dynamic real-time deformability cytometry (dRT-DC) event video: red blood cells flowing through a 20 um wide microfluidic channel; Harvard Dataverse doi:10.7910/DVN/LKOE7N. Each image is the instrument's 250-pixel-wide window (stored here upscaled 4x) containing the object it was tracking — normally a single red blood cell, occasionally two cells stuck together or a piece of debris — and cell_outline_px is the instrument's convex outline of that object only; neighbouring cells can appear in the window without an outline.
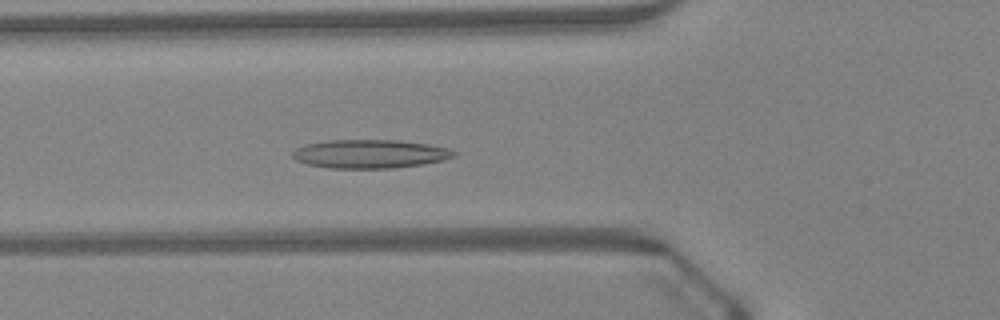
{"species": "Egyptian fruit bat (a non-hibernating species)", "species_latin": "Rousettus aegyptiacus", "temperature_condition": "warm", "stored_images_in_passage": 44, "camera_frame_rate_fps": 3000, "um_per_image_px": 0.085, "animal": {"sex": "female"}, "frame": {"image": 1, "passage_image": 14, "time_ms": 4.333, "image_size_px": [1000, 320], "cell_outline_px": [[456, 156], [444, 160], [424, 164], [392, 168], [328, 168], [308, 164], [296, 160], [292, 156], [292, 152], [296, 148], [304, 144], [328, 140], [400, 140], [428, 144], [448, 148], [456, 152]], "centroid_in_image_um": [31.45, 13.08], "position_along_channel_um": 94.4, "area_um2": 27.05}}
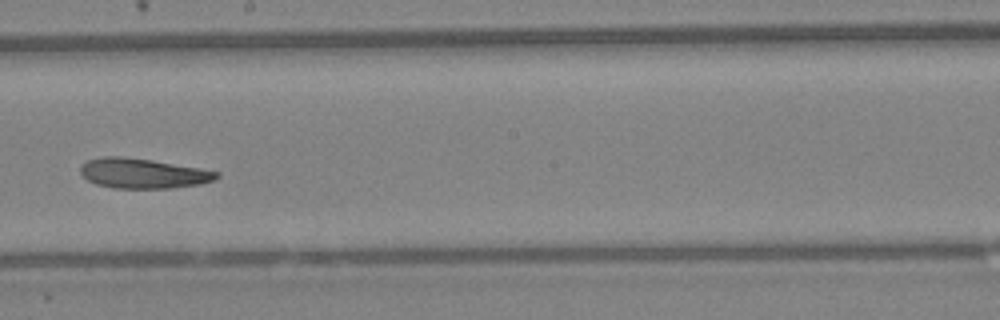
{"frame": {"image": 2, "passage_image": 24, "time_ms": 7.667, "image_size_px": [1000, 320], "cell_outline_px": [[220, 176], [212, 180], [200, 184], [172, 188], [112, 188], [96, 184], [88, 180], [80, 172], [80, 168], [88, 160], [104, 156], [124, 156], [152, 160], [200, 168], [220, 172]], "centroid_in_image_um": [12.16, 14.73], "position_along_channel_um": 236.0, "area_um2": 23.7}}
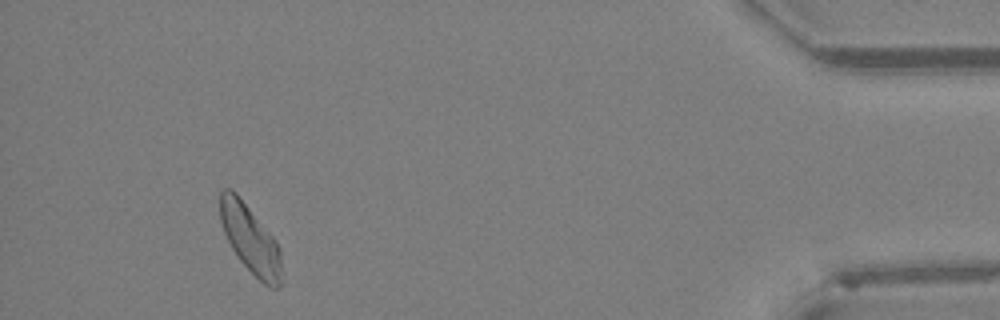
{"frame": {"image": 3, "passage_image": 41, "time_ms": 13.333, "image_size_px": [1000, 320], "cell_outline_px": [[280, 288], [272, 288], [264, 284], [240, 260], [232, 248], [224, 232], [220, 220], [220, 192], [224, 188], [232, 188], [236, 192], [276, 240], [280, 252]], "centroid_in_image_um": [21.26, 20.29], "position_along_channel_um": 413.9, "area_um2": 24.04}, "authors_computed_cell_mechanics": {"area_um2": 24.4494, "velocity_mm_per_s": 4.2776, "shape_relaxation_time_tau1_ms": 7.0841, "shape_relaxation_time_tau2_ms": 5.9151, "deformation_change_tau1": 0.1788, "deformation_change_tau2": 0.1408}}